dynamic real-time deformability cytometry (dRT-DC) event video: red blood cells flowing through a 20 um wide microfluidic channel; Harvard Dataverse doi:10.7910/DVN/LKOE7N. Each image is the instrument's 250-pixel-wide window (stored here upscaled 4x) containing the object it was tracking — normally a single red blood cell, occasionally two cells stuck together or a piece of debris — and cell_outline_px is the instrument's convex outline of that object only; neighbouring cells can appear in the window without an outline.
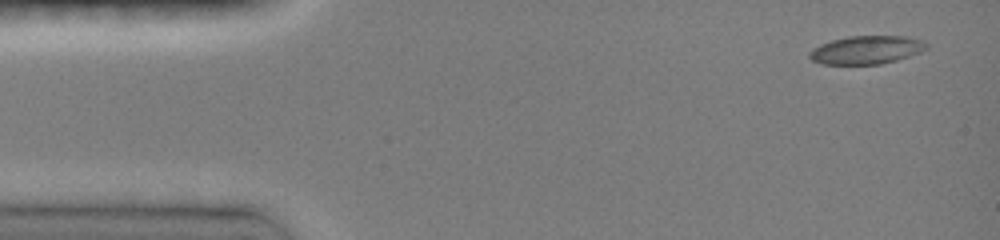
{"species": "common noctule bat (a hibernating species)", "species_latin": "Nyctalus noctula", "temperature_condition": "room temperature", "stored_images_in_passage": 15, "camera_frame_rate_fps": 3000, "um_per_image_px": 0.085, "animal": {"sex": "female", "body_mass_g": 19.0, "forearm_length_mm": 51.5}, "frame": {"image": 1, "passage_image": 1, "time_ms": 0.0, "image_size_px": [1000, 240], "cell_outline_px": [[928, 48], [920, 52], [896, 60], [880, 64], [820, 64], [812, 60], [808, 56], [808, 52], [812, 48], [820, 44], [832, 40], [848, 36], [908, 36], [920, 40], [928, 44]], "centroid_in_image_um": [73.61, 4.24], "position_along_channel_um": 11.4, "area_um2": 19.31}}
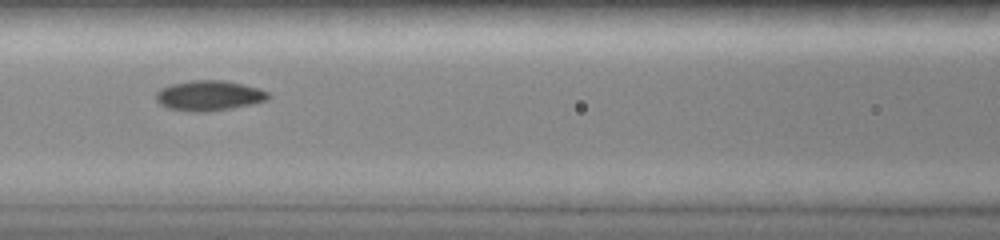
{"frame": {"image": 2, "passage_image": 7, "time_ms": 6.0, "image_size_px": [1000, 240], "cell_outline_px": [[272, 96], [268, 100], [252, 104], [232, 108], [204, 112], [192, 112], [168, 108], [160, 104], [156, 100], [156, 92], [160, 88], [172, 84], [192, 80], [224, 80], [244, 84], [268, 92]], "centroid_in_image_um": [17.77, 8.13], "position_along_channel_um": 148.8, "area_um2": 19.83}}
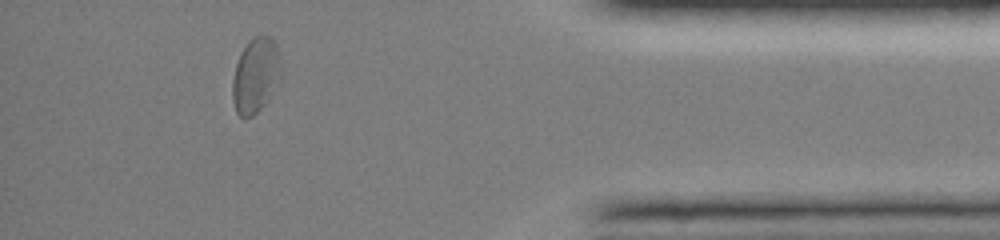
{"frame": {"image": 3, "passage_image": 14, "time_ms": 13.333, "image_size_px": [1000, 240], "cell_outline_px": [[284, 72], [264, 104], [252, 116], [240, 116], [236, 112], [232, 100], [232, 80], [236, 64], [240, 52], [252, 36], [268, 36], [276, 44]], "centroid_in_image_um": [21.73, 6.37], "position_along_channel_um": 413.5, "area_um2": 21.27}, "authors_computed_cell_mechanics": {"area_um2": 19.3052, "velocity_mm_per_s": 3.992, "shape_relaxation_time_tau1_ms": 6.1675, "shape_relaxation_time_tau2_ms": 6.0895, "deformation_change_tau1": 0.1193, "deformation_change_tau2": 0.077}}